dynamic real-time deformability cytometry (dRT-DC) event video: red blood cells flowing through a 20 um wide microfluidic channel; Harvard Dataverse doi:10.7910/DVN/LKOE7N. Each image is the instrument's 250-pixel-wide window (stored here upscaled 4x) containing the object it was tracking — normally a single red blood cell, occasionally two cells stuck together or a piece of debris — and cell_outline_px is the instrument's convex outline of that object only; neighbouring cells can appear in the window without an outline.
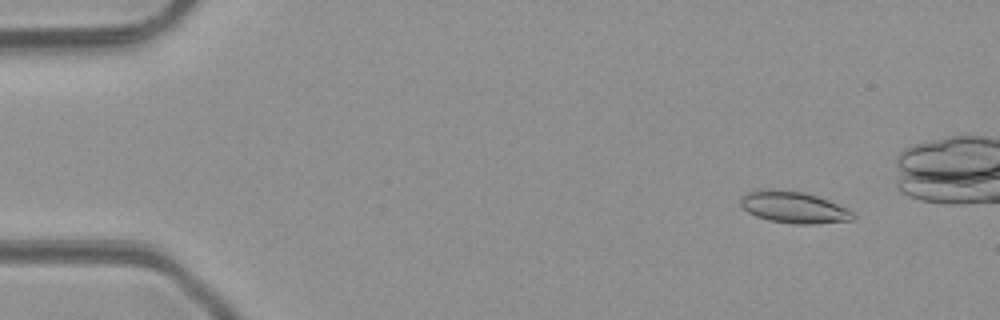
{"species": "common noctule bat (a hibernating species)", "species_latin": "Nyctalus noctula", "temperature_condition": "room temperature", "stored_images_in_passage": 4, "camera_frame_rate_fps": 3000, "um_per_image_px": 0.085, "animal": {"sex": "male", "body_mass_g": 23.1, "forearm_length_mm": 52.7}, "frame": {"image": 1, "passage_image": 2, "time_ms": 1.0, "image_size_px": [1000, 320], "cell_outline_px": [[856, 216], [852, 220], [816, 224], [792, 224], [768, 220], [756, 216], [748, 212], [740, 204], [740, 196], [748, 192], [768, 188], [772, 188], [804, 192], [828, 200], [848, 208]], "centroid_in_image_um": [67.46, 17.62], "position_along_channel_um": 17.5, "area_um2": 20.92}}